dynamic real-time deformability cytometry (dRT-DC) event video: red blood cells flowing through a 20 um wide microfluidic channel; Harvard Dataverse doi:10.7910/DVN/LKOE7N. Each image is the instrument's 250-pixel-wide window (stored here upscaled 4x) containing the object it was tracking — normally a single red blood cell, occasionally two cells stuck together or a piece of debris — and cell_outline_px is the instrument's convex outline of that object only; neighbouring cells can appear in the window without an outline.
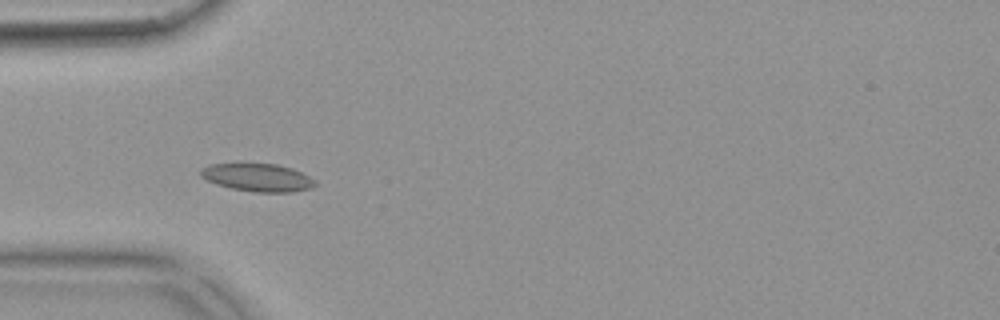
{"species": "common noctule bat (a hibernating species)", "species_latin": "Nyctalus noctula", "temperature_condition": "warm", "stored_images_in_passage": 54, "camera_frame_rate_fps": 3000, "um_per_image_px": 0.085, "animal": {"sex": "female", "body_mass_g": 18.4}, "frame": {"image": 1, "passage_image": 16, "time_ms": 5.0, "image_size_px": [1000, 320], "cell_outline_px": [[316, 184], [312, 188], [292, 192], [252, 192], [232, 188], [216, 184], [200, 176], [200, 172], [208, 164], [276, 164], [292, 168], [316, 180]], "centroid_in_image_um": [21.93, 15.1], "position_along_channel_um": 63.1, "area_um2": 18.44}}
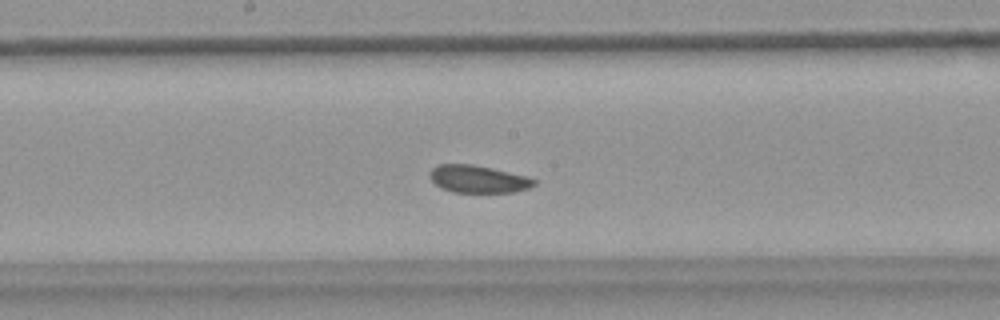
{"frame": {"image": 2, "passage_image": 28, "time_ms": 9.0, "image_size_px": [1000, 320], "cell_outline_px": [[536, 184], [528, 188], [512, 192], [452, 192], [440, 188], [428, 176], [432, 168], [440, 164], [472, 164], [492, 168], [524, 176], [536, 180]], "centroid_in_image_um": [40.6, 15.22], "position_along_channel_um": 207.6, "area_um2": 16.53}}
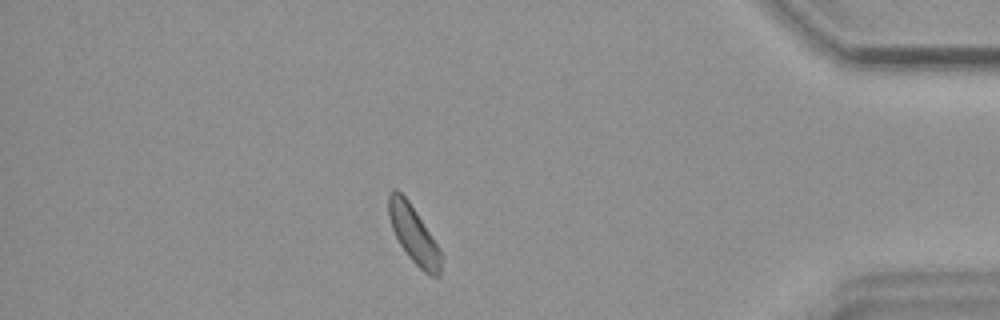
{"frame": {"image": 3, "passage_image": 47, "time_ms": 15.333, "image_size_px": [1000, 320], "cell_outline_px": [[440, 276], [428, 276], [408, 256], [400, 244], [392, 228], [388, 216], [388, 196], [392, 188], [396, 188], [408, 200], [416, 212], [436, 244], [440, 252]], "centroid_in_image_um": [35.12, 19.9], "position_along_channel_um": 400.1, "area_um2": 17.05}, "authors_computed_cell_mechanics": {"area_um2": 17.6001, "velocity_mm_per_s": 3.6572, "shape_relaxation_time_tau1_ms": null, "shape_relaxation_time_tau2_ms": 3.1702, "deformation_change_tau1": null, "deformation_change_tau2": 0.0777}}